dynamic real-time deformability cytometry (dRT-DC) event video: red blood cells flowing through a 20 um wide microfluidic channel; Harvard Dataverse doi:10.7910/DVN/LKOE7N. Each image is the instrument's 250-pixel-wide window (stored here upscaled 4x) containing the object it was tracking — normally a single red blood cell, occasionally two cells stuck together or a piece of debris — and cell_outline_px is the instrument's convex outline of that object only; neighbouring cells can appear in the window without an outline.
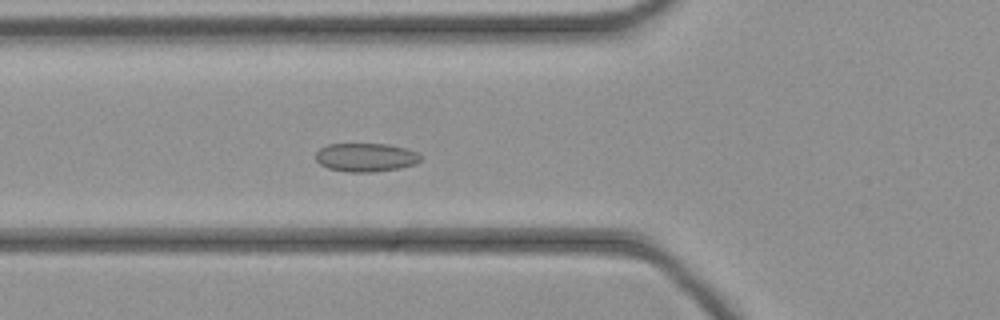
{"species": "common noctule bat (a hibernating species)", "species_latin": "Nyctalus noctula", "temperature_condition": "cold", "stored_images_in_passage": 32, "camera_frame_rate_fps": 3000, "um_per_image_px": 0.085, "animal": {"sex": "female", "body_mass_g": 21.9}, "frame": {"image": 1, "passage_image": 11, "time_ms": 3.333, "image_size_px": [1000, 320], "cell_outline_px": [[420, 160], [416, 164], [400, 168], [372, 172], [348, 172], [328, 168], [320, 164], [316, 160], [316, 152], [320, 148], [328, 144], [388, 144], [404, 148], [416, 152], [420, 156]], "centroid_in_image_um": [31.07, 13.38], "position_along_channel_um": 94.7, "area_um2": 17.4}}
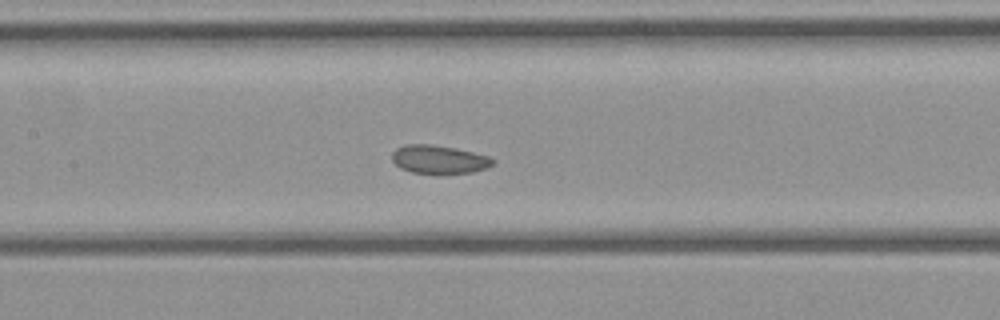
{"frame": {"image": 2, "passage_image": 16, "time_ms": 5.0, "image_size_px": [1000, 320], "cell_outline_px": [[496, 160], [488, 168], [472, 172], [412, 172], [400, 168], [392, 160], [392, 152], [396, 148], [404, 144], [432, 144], [456, 148], [488, 156]], "centroid_in_image_um": [37.3, 13.52], "position_along_channel_um": 170.1, "area_um2": 16.42}}
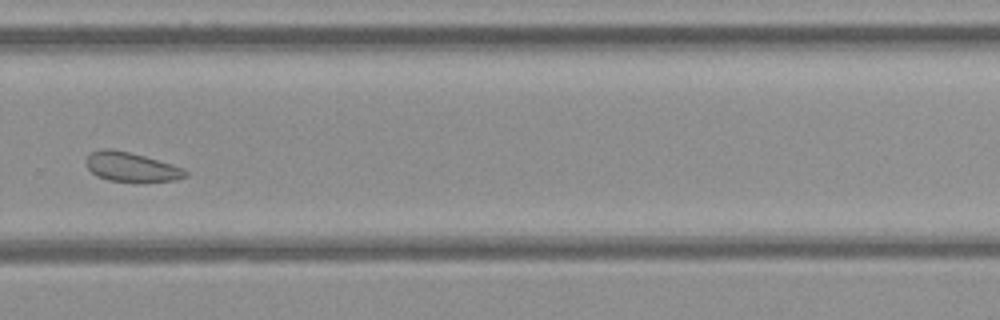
{"frame": {"image": 3, "passage_image": 26, "time_ms": 8.333, "image_size_px": [1000, 320], "cell_outline_px": [[188, 176], [176, 180], [108, 180], [96, 176], [88, 168], [84, 160], [92, 152], [100, 148], [112, 148], [144, 156], [172, 164], [184, 168], [188, 172]], "centroid_in_image_um": [11.13, 14.16], "position_along_channel_um": 318.7, "area_um2": 16.65}}